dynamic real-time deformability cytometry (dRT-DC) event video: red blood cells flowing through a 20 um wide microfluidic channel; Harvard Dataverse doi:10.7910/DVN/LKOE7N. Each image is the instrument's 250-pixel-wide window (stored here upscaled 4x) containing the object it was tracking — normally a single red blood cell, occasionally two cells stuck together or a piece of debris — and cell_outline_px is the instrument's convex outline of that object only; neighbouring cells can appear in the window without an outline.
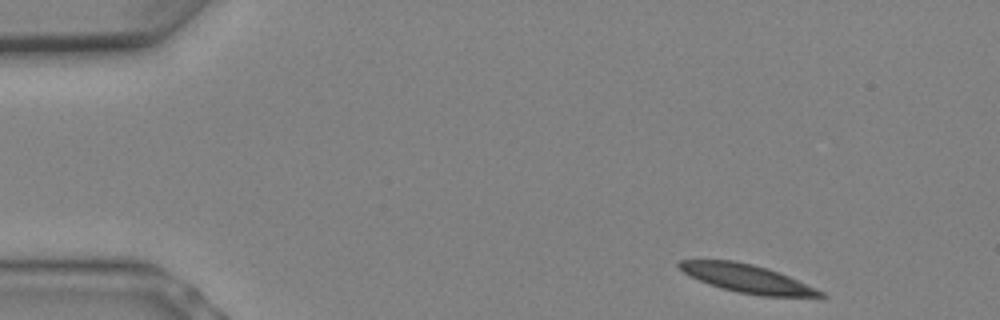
{"species": "Egyptian fruit bat (a non-hibernating species)", "species_latin": "Rousettus aegyptiacus", "temperature_condition": "warm", "stored_images_in_passage": 6, "segment_of_instrument_passage": [1, 2], "camera_frame_rate_fps": 3000, "um_per_image_px": 0.085, "animal": {"sex": "female"}, "frame": {"image": 1, "passage_image": 1, "time_ms": 0.0, "image_size_px": [1000, 320], "cell_outline_px": [[828, 296], [824, 300], [760, 296], [736, 292], [720, 288], [708, 284], [684, 272], [676, 264], [680, 260], [732, 260], [752, 264], [768, 268], [788, 276], [816, 288], [824, 292]], "centroid_in_image_um": [63.69, 23.74], "position_along_channel_um": 21.3, "area_um2": 23.93}}
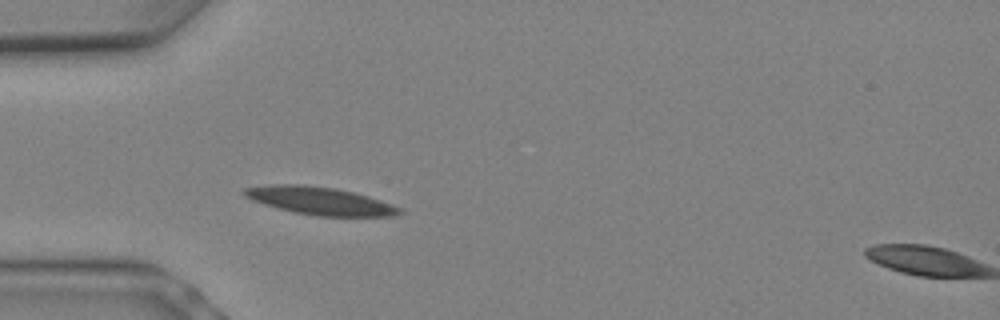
{"frame": {"image": 2, "passage_image": 5, "time_ms": 1.333, "image_size_px": [1000, 320], "cell_outline_px": [[404, 212], [392, 216], [316, 216], [296, 212], [264, 204], [252, 200], [244, 196], [244, 188], [268, 184], [304, 184], [336, 188], [368, 196], [392, 204], [400, 208]], "centroid_in_image_um": [27.19, 17.06], "position_along_channel_um": 57.8, "area_um2": 24.97}}